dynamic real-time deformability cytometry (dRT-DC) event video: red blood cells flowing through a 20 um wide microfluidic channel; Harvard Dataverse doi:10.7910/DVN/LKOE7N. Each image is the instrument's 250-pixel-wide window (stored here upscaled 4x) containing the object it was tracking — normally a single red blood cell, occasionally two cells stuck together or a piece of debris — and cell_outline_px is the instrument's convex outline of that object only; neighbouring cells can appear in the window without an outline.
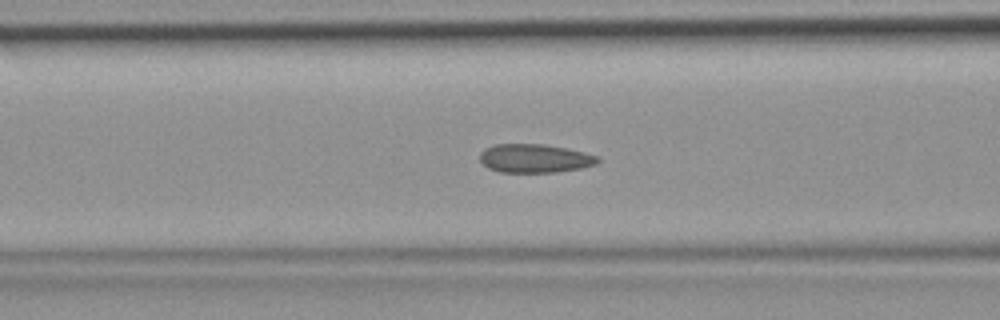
{"species": "common noctule bat (a hibernating species)", "species_latin": "Nyctalus noctula", "temperature_condition": "room temperature", "stored_images_in_passage": 37, "camera_frame_rate_fps": 3000, "um_per_image_px": 0.085, "animal": {"sex": "female", "body_mass_g": 19.9}, "frame": {"image": 1, "passage_image": 8, "time_ms": 2.333, "image_size_px": [1000, 320], "cell_outline_px": [[600, 160], [596, 164], [580, 168], [556, 172], [500, 172], [488, 168], [480, 160], [480, 152], [484, 148], [496, 144], [544, 144], [568, 148], [600, 156]], "centroid_in_image_um": [45.46, 13.45], "position_along_channel_um": 121.1, "area_um2": 19.77}}
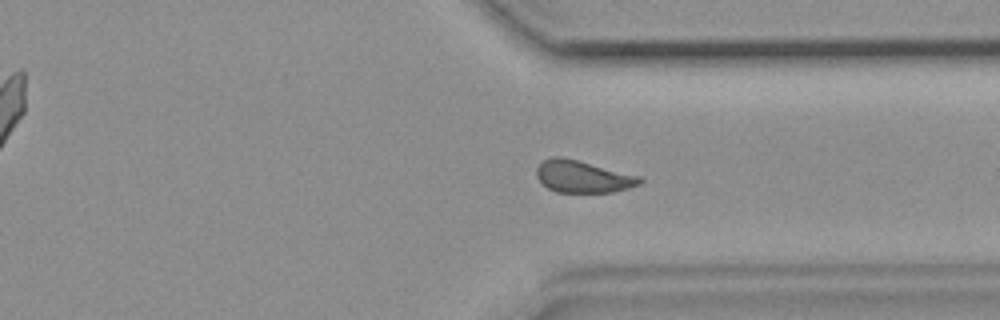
{"frame": {"image": 2, "passage_image": 25, "time_ms": 8.0, "image_size_px": [1000, 320], "cell_outline_px": [[644, 180], [640, 184], [628, 188], [612, 192], [556, 192], [548, 188], [536, 176], [536, 168], [544, 160], [552, 156], [560, 156], [640, 176]], "centroid_in_image_um": [49.53, 15.01], "position_along_channel_um": 361.9, "area_um2": 19.07}}
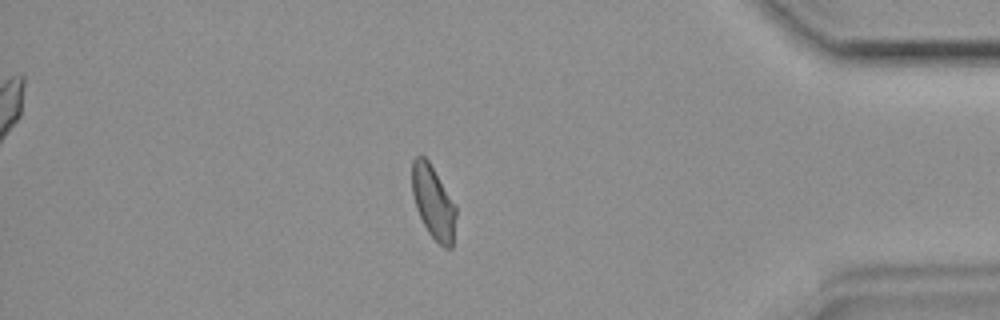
{"frame": {"image": 3, "passage_image": 30, "time_ms": 9.667, "image_size_px": [1000, 320], "cell_outline_px": [[456, 216], [452, 248], [444, 248], [428, 232], [416, 208], [412, 192], [412, 160], [416, 156], [424, 156], [428, 160], [456, 204]], "centroid_in_image_um": [36.84, 17.18], "position_along_channel_um": 398.4, "area_um2": 18.67}}